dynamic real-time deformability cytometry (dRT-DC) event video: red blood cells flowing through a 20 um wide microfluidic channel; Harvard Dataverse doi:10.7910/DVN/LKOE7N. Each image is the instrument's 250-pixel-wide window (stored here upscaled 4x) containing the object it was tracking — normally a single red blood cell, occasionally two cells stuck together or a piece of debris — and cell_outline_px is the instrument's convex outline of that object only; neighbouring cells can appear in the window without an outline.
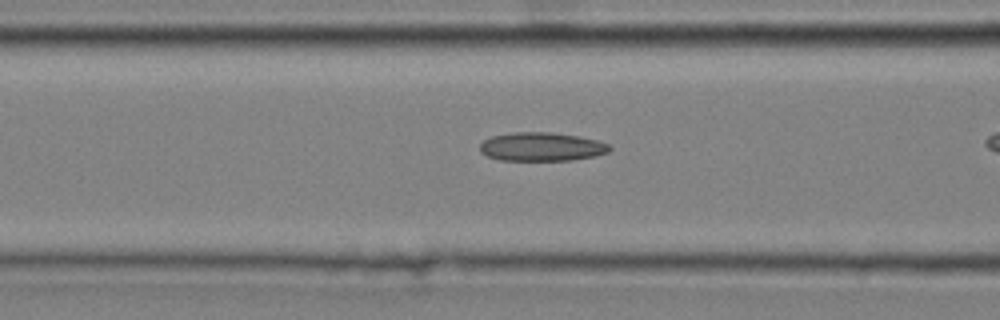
{"species": "common noctule bat (a hibernating species)", "species_latin": "Nyctalus noctula", "temperature_condition": "cold", "stored_images_in_passage": 39, "camera_frame_rate_fps": 3000, "um_per_image_px": 0.085, "animal": {"sex": "male", "body_mass_g": 20.4}, "frame": {"image": 1, "passage_image": 18, "time_ms": 5.667, "image_size_px": [1000, 320], "cell_outline_px": [[612, 148], [608, 152], [596, 156], [572, 160], [500, 160], [488, 156], [480, 152], [480, 144], [484, 140], [492, 136], [512, 132], [552, 132], [580, 136], [596, 140], [608, 144]], "centroid_in_image_um": [46.04, 12.47], "position_along_channel_um": 120.6, "area_um2": 21.73}}
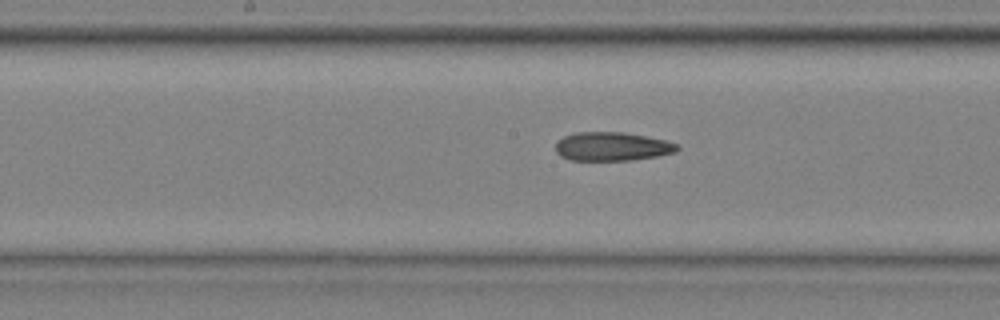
{"frame": {"image": 2, "passage_image": 24, "time_ms": 7.667, "image_size_px": [1000, 320], "cell_outline_px": [[680, 148], [676, 152], [660, 156], [632, 160], [568, 160], [560, 156], [556, 152], [556, 144], [564, 136], [576, 132], [624, 132], [668, 140], [680, 144]], "centroid_in_image_um": [52.09, 12.45], "position_along_channel_um": 196.1, "area_um2": 20.63}}
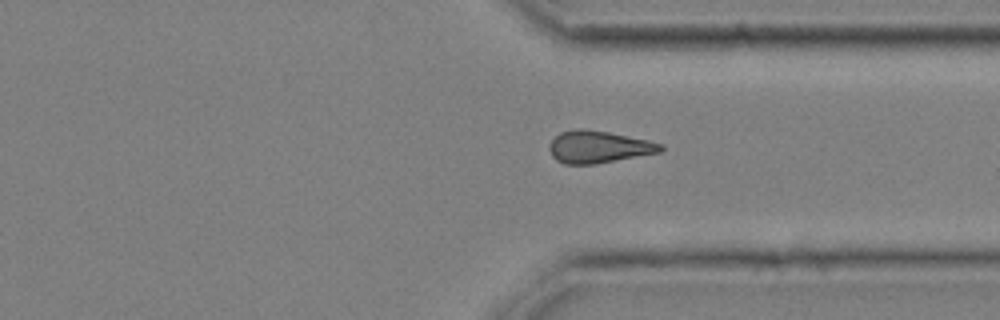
{"frame": {"image": 3, "passage_image": 37, "time_ms": 12.0, "image_size_px": [1000, 320], "cell_outline_px": [[664, 148], [660, 152], [596, 164], [564, 164], [556, 160], [552, 156], [548, 148], [552, 140], [560, 132], [576, 128], [584, 128], [608, 132], [648, 140], [664, 144]], "centroid_in_image_um": [50.87, 12.48], "position_along_channel_um": 360.5, "area_um2": 20.92}}